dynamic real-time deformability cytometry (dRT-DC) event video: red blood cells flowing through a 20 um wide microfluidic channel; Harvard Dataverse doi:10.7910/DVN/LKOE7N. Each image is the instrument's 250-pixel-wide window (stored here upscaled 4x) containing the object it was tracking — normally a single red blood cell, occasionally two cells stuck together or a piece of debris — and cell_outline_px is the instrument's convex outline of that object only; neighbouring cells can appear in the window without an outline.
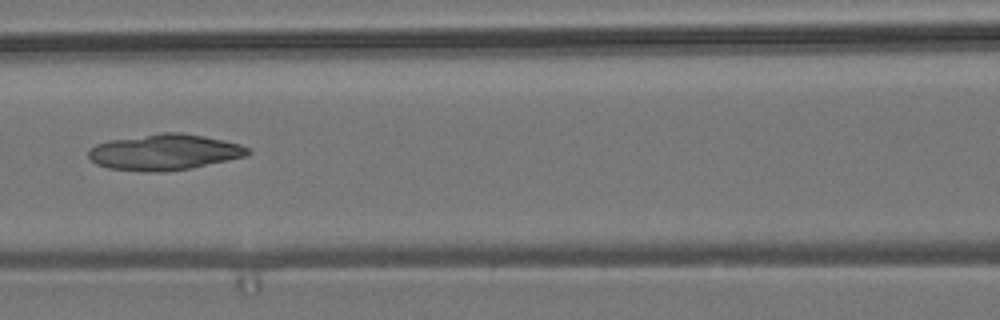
{"species": "common noctule bat (a hibernating species)", "species_latin": "Nyctalus noctula", "temperature_condition": "room temperature", "stored_images_in_passage": 12, "camera_frame_rate_fps": 3000, "um_per_image_px": 0.085, "animal": {"sex": "male", "body_mass_g": 19.2, "forearm_length_mm": 51.8}, "frame": {"image": 1, "passage_image": 6, "time_ms": 7.0, "image_size_px": [1000, 320], "cell_outline_px": [[252, 152], [244, 156], [192, 168], [156, 172], [148, 172], [108, 168], [96, 164], [88, 156], [88, 148], [96, 144], [108, 140], [160, 132], [184, 132], [224, 140], [240, 144], [248, 148]], "centroid_in_image_um": [13.94, 12.92], "position_along_channel_um": 152.7, "area_um2": 33.47}}
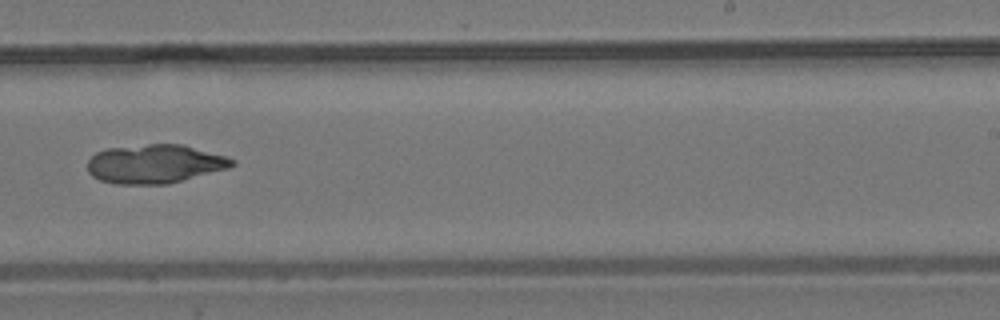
{"frame": {"image": 2, "passage_image": 9, "time_ms": 10.333, "image_size_px": [1000, 320], "cell_outline_px": [[236, 164], [228, 168], [168, 184], [116, 184], [100, 180], [92, 176], [88, 172], [88, 160], [96, 152], [108, 148], [148, 144], [184, 144], [224, 156], [236, 160]], "centroid_in_image_um": [13.15, 13.93], "position_along_channel_um": 275.9, "area_um2": 32.66}}
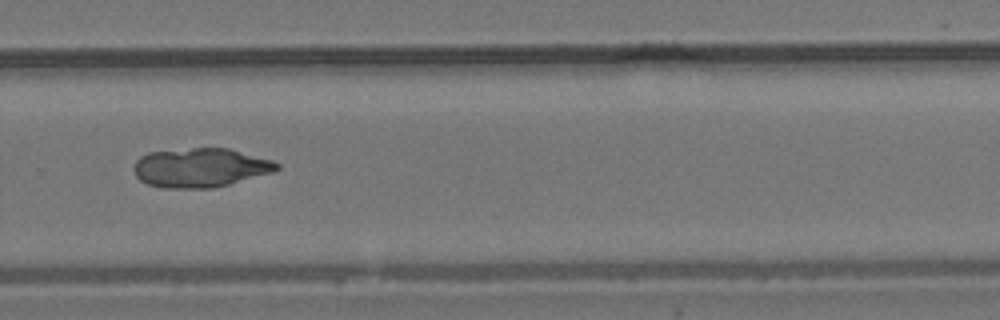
{"frame": {"image": 3, "passage_image": 10, "time_ms": 11.333, "image_size_px": [1000, 320], "cell_outline_px": [[280, 168], [272, 172], [228, 184], [212, 188], [164, 188], [148, 184], [140, 180], [136, 176], [132, 168], [136, 160], [140, 156], [148, 152], [192, 148], [228, 148], [272, 160], [280, 164]], "centroid_in_image_um": [17.0, 14.25], "position_along_channel_um": 312.8, "area_um2": 32.54}}